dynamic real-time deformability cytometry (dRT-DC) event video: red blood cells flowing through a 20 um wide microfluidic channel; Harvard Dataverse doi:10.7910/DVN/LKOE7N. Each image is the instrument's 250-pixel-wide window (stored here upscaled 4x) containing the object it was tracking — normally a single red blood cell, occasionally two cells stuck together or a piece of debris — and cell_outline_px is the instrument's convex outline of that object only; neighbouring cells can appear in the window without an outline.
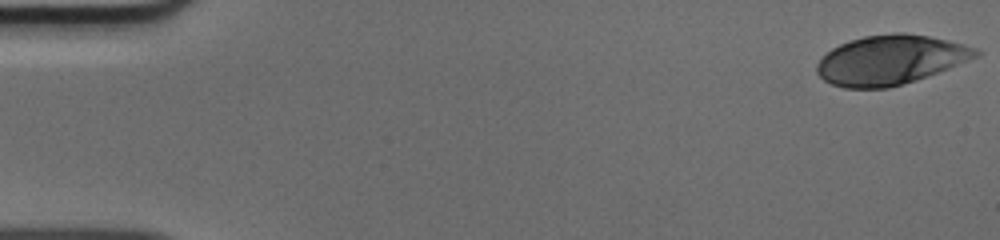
{"species": "human", "species_latin": "Homo sapiens", "temperature_condition": "cold", "stored_images_in_passage": 46, "camera_frame_rate_fps": 3000, "um_per_image_px": 0.085, "donor": {"sex": "male"}, "frame": {"image": 1, "passage_image": 1, "time_ms": 0.0, "image_size_px": [1000, 240], "cell_outline_px": [[980, 56], [916, 80], [904, 84], [888, 88], [844, 88], [832, 84], [824, 80], [816, 72], [816, 64], [832, 48], [848, 40], [864, 36], [892, 32], [904, 32], [928, 36], [948, 40], [964, 44], [976, 48], [980, 52]], "centroid_in_image_um": [75.68, 5.08], "position_along_channel_um": 9.3, "area_um2": 45.78}}
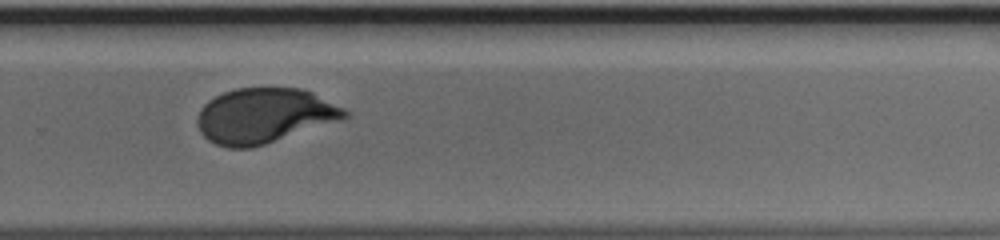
{"frame": {"image": 2, "passage_image": 34, "time_ms": 11.0, "image_size_px": [1000, 240], "cell_outline_px": [[348, 116], [344, 120], [252, 148], [228, 148], [216, 144], [208, 140], [200, 132], [196, 124], [196, 120], [200, 108], [208, 100], [224, 92], [236, 88], [300, 88], [312, 92], [344, 108], [348, 112]], "centroid_in_image_um": [22.46, 9.84], "position_along_channel_um": 307.3, "area_um2": 47.57}}
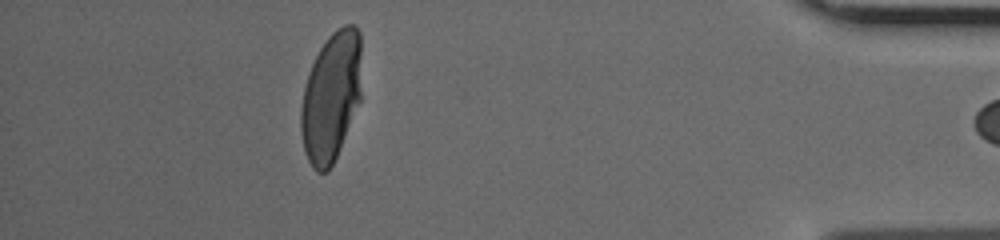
{"frame": {"image": 3, "passage_image": 45, "time_ms": 14.667, "image_size_px": [1000, 240], "cell_outline_px": [[360, 100], [340, 148], [328, 172], [316, 172], [312, 168], [304, 152], [300, 128], [300, 108], [304, 88], [308, 72], [320, 48], [328, 36], [332, 32], [344, 24], [352, 24], [360, 32]], "centroid_in_image_um": [28.12, 8.23], "position_along_channel_um": 407.1, "area_um2": 45.72}}